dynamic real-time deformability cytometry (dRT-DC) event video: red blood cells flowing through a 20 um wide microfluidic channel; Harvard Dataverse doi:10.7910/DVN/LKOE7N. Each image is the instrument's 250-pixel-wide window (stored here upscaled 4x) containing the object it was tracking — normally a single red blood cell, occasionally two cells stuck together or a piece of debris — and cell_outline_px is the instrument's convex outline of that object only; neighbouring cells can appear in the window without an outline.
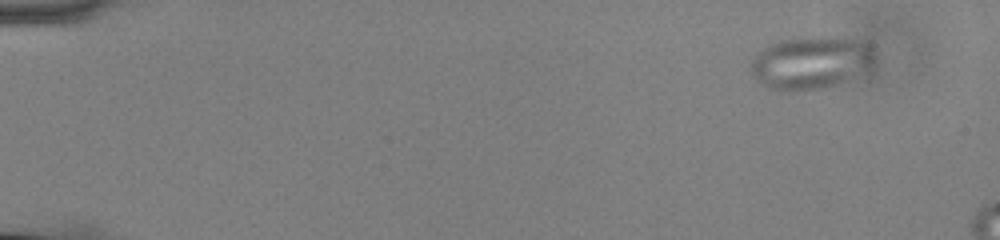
{"species": "common noctule bat (a hibernating species)", "species_latin": "Nyctalus noctula", "temperature_condition": "cold", "stored_images_in_passage": 19, "camera_frame_rate_fps": 3000, "um_per_image_px": 0.085, "animal": {"sex": "male", "body_mass_g": 13.0, "forearm_length_mm": 53.1}, "frame": {"image": 1, "passage_image": 6, "time_ms": 1.667, "image_size_px": [1000, 240], "cell_outline_px": [[876, 60], [868, 68], [836, 84], [820, 88], [772, 88], [756, 80], [752, 72], [752, 60], [764, 48], [772, 44], [784, 40], [800, 36], [836, 36], [856, 40], [868, 44], [876, 52]], "centroid_in_image_um": [68.98, 5.25], "position_along_channel_um": 16.0, "area_um2": 36.99}}